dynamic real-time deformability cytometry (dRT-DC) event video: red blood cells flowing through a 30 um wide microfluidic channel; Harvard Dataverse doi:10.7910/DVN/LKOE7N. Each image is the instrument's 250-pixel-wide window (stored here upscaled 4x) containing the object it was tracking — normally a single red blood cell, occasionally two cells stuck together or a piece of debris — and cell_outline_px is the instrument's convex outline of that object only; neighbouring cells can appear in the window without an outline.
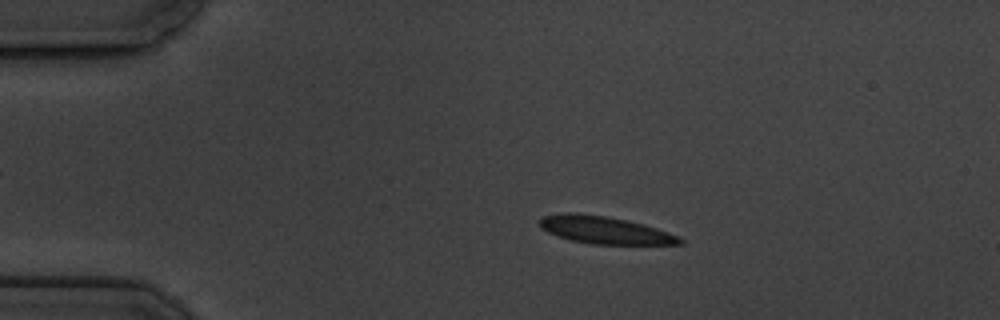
{"species": "common noctule bat (a hibernating species)", "species_latin": "Nyctalus noctula", "temperature_condition": "cold", "stored_images_in_passage": 10, "camera_frame_rate_fps": 3000, "um_per_image_px": 0.085, "animal": {"sex": "male", "body_mass_g": 19.5, "forearm_length_mm": 54.6}, "frame": {"image": 1, "passage_image": 2, "time_ms": 1.333, "image_size_px": [1000, 320], "cell_outline_px": [[684, 244], [592, 244], [572, 240], [548, 232], [540, 228], [540, 216], [564, 212], [576, 212], [608, 216], [628, 220], [644, 224], [680, 236], [684, 240]], "centroid_in_image_um": [51.41, 19.54], "position_along_channel_um": 33.6, "area_um2": 22.54}}
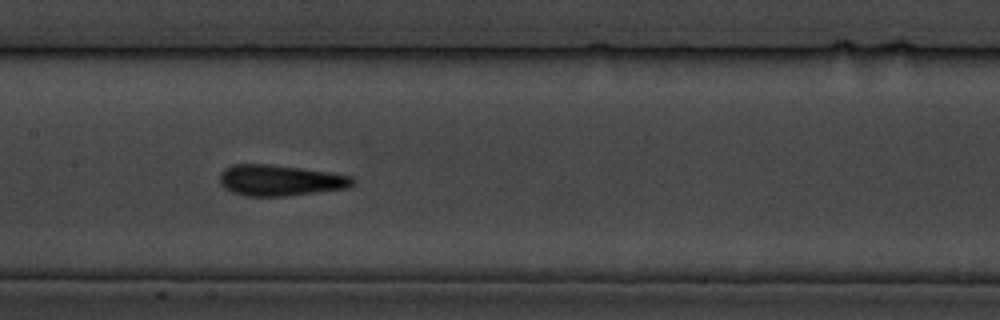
{"frame": {"image": 2, "passage_image": 7, "time_ms": 7.0, "image_size_px": [1000, 320], "cell_outline_px": [[356, 180], [348, 188], [284, 196], [244, 196], [232, 192], [224, 188], [220, 184], [220, 172], [224, 168], [232, 164], [268, 164], [304, 168], [352, 176]], "centroid_in_image_um": [23.78, 15.32], "position_along_channel_um": 183.6, "area_um2": 24.1}}
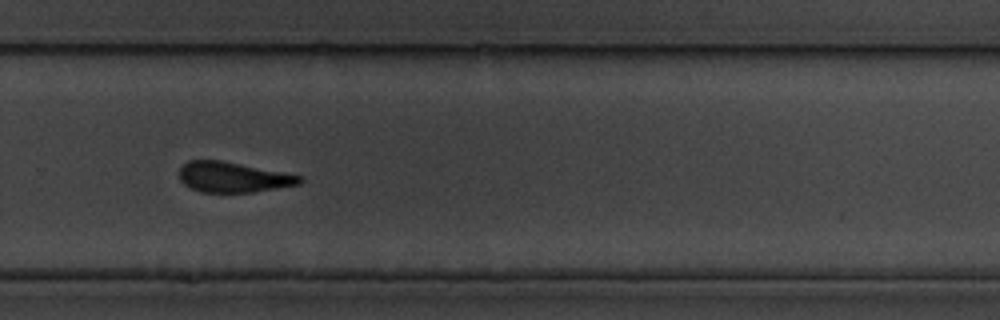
{"frame": {"image": 3, "passage_image": 10, "time_ms": 10.667, "image_size_px": [1000, 320], "cell_outline_px": [[304, 180], [300, 184], [252, 192], [200, 192], [184, 184], [180, 180], [180, 168], [188, 160], [220, 160], [304, 176]], "centroid_in_image_um": [19.83, 15.06], "position_along_channel_um": 310.0, "area_um2": 21.15}}